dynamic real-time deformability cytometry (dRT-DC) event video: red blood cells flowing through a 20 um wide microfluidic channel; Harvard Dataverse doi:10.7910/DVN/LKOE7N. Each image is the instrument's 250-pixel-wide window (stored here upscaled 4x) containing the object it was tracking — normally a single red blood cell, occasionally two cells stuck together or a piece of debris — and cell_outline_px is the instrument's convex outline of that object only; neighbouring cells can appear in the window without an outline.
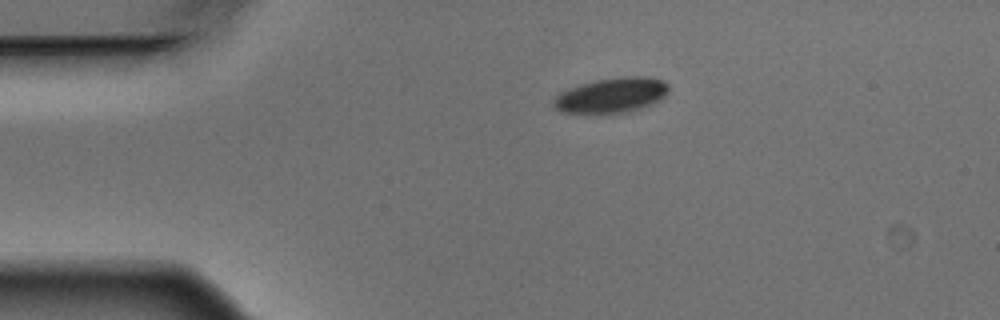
{"species": "Egyptian fruit bat (a non-hibernating species)", "species_latin": "Rousettus aegyptiacus", "temperature_condition": "warm", "stored_images_in_passage": 5, "camera_frame_rate_fps": 3000, "um_per_image_px": 0.085, "animal": {"sex": "male"}, "frame": {"image": 1, "passage_image": 1, "time_ms": 0.0, "image_size_px": [1000, 320], "cell_outline_px": [[668, 92], [660, 100], [644, 108], [632, 112], [560, 112], [552, 104], [552, 100], [560, 92], [568, 88], [596, 80], [624, 76], [640, 76], [664, 80], [668, 84]], "centroid_in_image_um": [52.0, 8.09], "position_along_channel_um": 33.0, "area_um2": 23.41}}
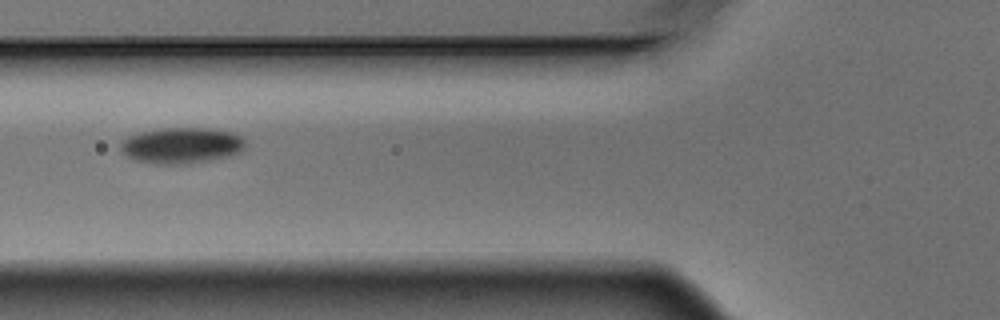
{"frame": {"image": 2, "passage_image": 4, "time_ms": 1.0, "image_size_px": [1000, 320], "cell_outline_px": [[244, 148], [228, 156], [188, 164], [156, 164], [136, 160], [128, 156], [120, 148], [120, 140], [136, 132], [160, 128], [208, 128], [232, 132], [240, 136], [244, 140]], "centroid_in_image_um": [15.37, 12.35], "position_along_channel_um": 110.4, "area_um2": 26.13}}
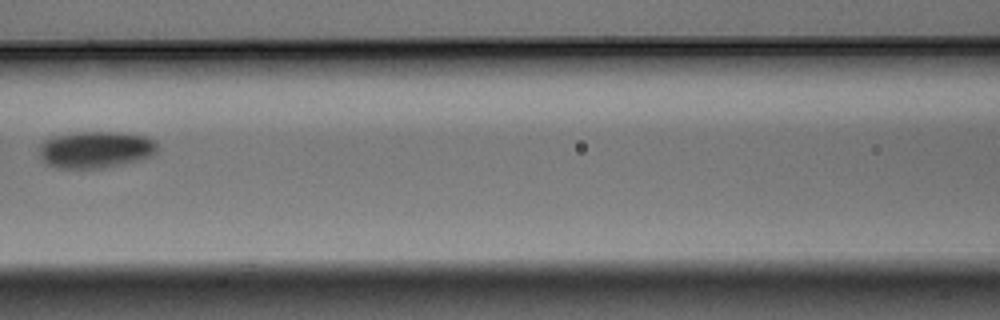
{"frame": {"image": 3, "passage_image": 5, "time_ms": 1.333, "image_size_px": [1000, 320], "cell_outline_px": [[156, 152], [152, 156], [104, 168], [56, 168], [44, 164], [40, 156], [40, 144], [44, 140], [52, 136], [76, 132], [120, 132], [144, 136], [152, 140], [156, 144]], "centroid_in_image_um": [8.06, 12.72], "position_along_channel_um": 158.5, "area_um2": 25.32}}